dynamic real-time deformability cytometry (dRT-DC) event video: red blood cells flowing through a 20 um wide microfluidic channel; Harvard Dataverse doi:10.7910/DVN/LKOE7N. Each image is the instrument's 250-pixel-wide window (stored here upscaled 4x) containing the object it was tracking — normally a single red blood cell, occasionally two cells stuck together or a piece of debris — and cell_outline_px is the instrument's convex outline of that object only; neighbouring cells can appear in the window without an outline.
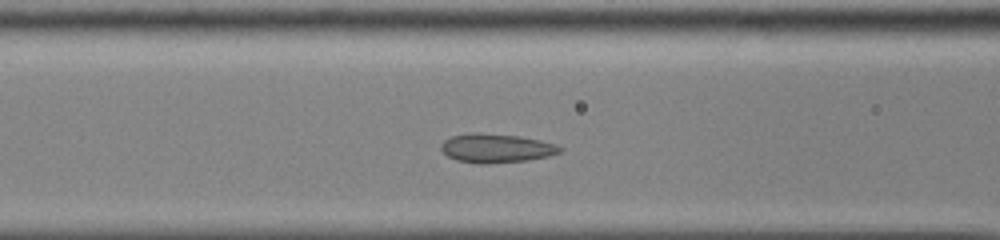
{"species": "common noctule bat (a hibernating species)", "species_latin": "Nyctalus noctula", "temperature_condition": "cold", "stored_images_in_passage": 35, "camera_frame_rate_fps": 3000, "um_per_image_px": 0.085, "animal": {"sex": "male", "body_mass_g": 13.0, "forearm_length_mm": 53.1}, "frame": {"image": 1, "passage_image": 6, "time_ms": 1.667, "image_size_px": [1000, 240], "cell_outline_px": [[564, 148], [560, 152], [548, 156], [528, 160], [488, 164], [480, 164], [456, 160], [448, 156], [440, 148], [440, 144], [444, 140], [452, 136], [472, 132], [520, 136], [540, 140], [556, 144]], "centroid_in_image_um": [42.18, 12.6], "position_along_channel_um": 124.4, "area_um2": 20.11}}
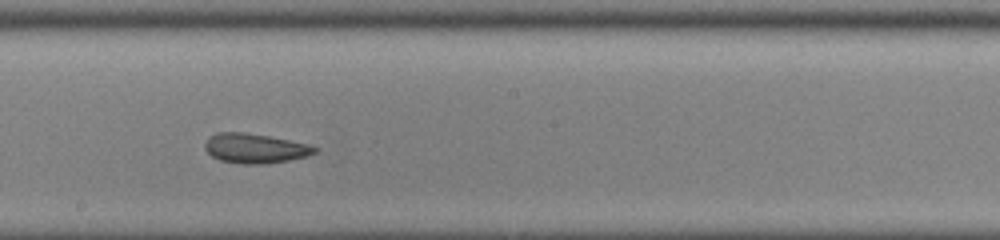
{"frame": {"image": 2, "passage_image": 14, "time_ms": 4.333, "image_size_px": [1000, 240], "cell_outline_px": [[320, 148], [316, 152], [304, 156], [288, 160], [260, 164], [244, 164], [220, 160], [212, 156], [204, 148], [204, 144], [208, 136], [216, 132], [244, 132], [268, 136], [308, 144]], "centroid_in_image_um": [21.63, 12.59], "position_along_channel_um": 226.6, "area_um2": 18.84}}
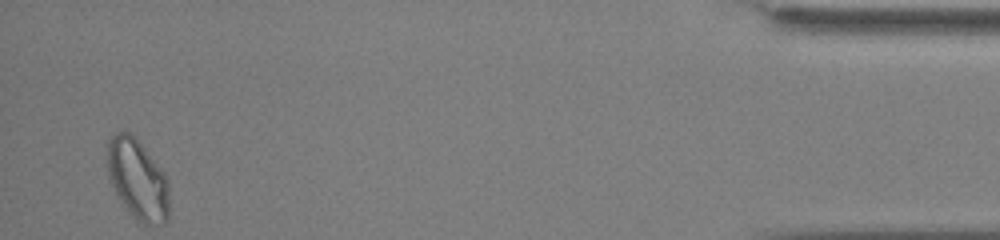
{"frame": {"image": 3, "passage_image": 35, "time_ms": 11.333, "image_size_px": [1000, 240], "cell_outline_px": [[168, 220], [164, 224], [144, 224], [136, 220], [124, 208], [116, 196], [108, 180], [108, 140], [116, 132], [128, 132], [144, 148], [168, 180]], "centroid_in_image_um": [11.67, 15.31], "position_along_channel_um": 423.5, "area_um2": 28.78}, "authors_computed_cell_mechanics": {"area_um2": 19.7676, "velocity_mm_per_s": 3.8278, "shape_relaxation_time_tau1_ms": null, "shape_relaxation_time_tau2_ms": 1.3589, "deformation_change_tau1": null, "deformation_change_tau2": 0.0475}}